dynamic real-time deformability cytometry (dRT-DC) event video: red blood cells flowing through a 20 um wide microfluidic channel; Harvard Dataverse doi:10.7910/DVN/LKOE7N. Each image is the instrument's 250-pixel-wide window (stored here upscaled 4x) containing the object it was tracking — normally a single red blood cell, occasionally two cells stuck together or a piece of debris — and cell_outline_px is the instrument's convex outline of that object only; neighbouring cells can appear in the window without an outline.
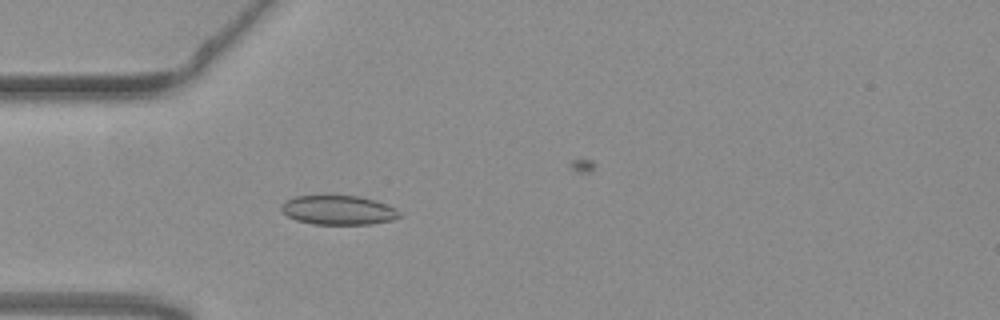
{"species": "common noctule bat (a hibernating species)", "species_latin": "Nyctalus noctula", "temperature_condition": "warm", "stored_images_in_passage": 38, "camera_frame_rate_fps": 3000, "um_per_image_px": 0.085, "animal": {"sex": "female", "body_mass_g": 19.3, "forearm_length_mm": 54.1}, "frame": {"image": 1, "passage_image": 3, "time_ms": 0.667, "image_size_px": [1000, 320], "cell_outline_px": [[400, 216], [392, 220], [372, 224], [312, 224], [296, 220], [288, 216], [280, 208], [280, 204], [296, 196], [356, 196], [376, 200], [388, 204], [396, 208], [400, 212]], "centroid_in_image_um": [28.79, 17.86], "position_along_channel_um": 56.2, "area_um2": 20.11}}
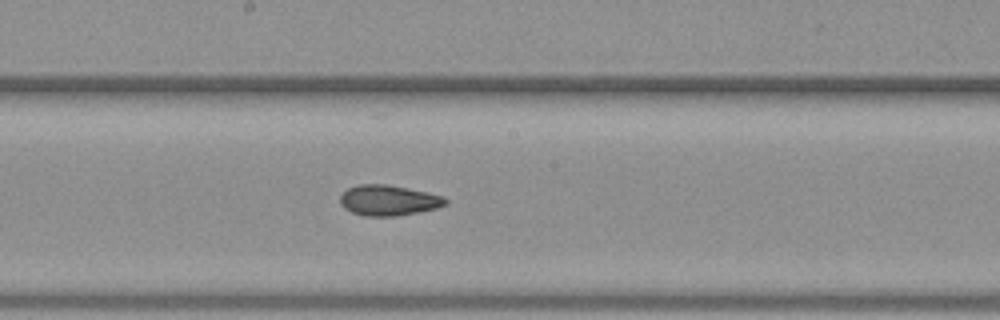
{"frame": {"image": 2, "passage_image": 16, "time_ms": 5.0, "image_size_px": [1000, 320], "cell_outline_px": [[448, 204], [436, 208], [420, 212], [396, 216], [364, 216], [352, 212], [344, 208], [340, 204], [340, 196], [348, 188], [360, 184], [384, 184], [428, 192], [444, 196], [448, 200]], "centroid_in_image_um": [33.04, 17.03], "position_along_channel_um": 215.2, "area_um2": 18.79}}
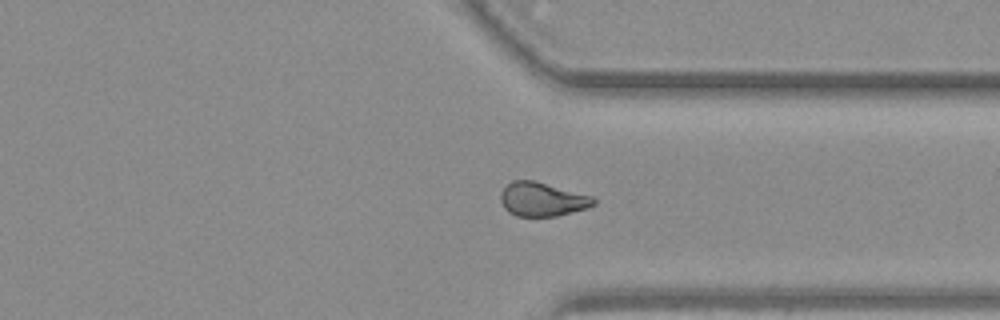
{"frame": {"image": 3, "passage_image": 28, "time_ms": 9.0, "image_size_px": [1000, 320], "cell_outline_px": [[596, 204], [588, 208], [556, 216], [516, 216], [508, 212], [504, 208], [500, 200], [500, 192], [512, 180], [536, 180], [592, 196], [596, 200]], "centroid_in_image_um": [46.08, 16.93], "position_along_channel_um": 365.3, "area_um2": 18.55}}